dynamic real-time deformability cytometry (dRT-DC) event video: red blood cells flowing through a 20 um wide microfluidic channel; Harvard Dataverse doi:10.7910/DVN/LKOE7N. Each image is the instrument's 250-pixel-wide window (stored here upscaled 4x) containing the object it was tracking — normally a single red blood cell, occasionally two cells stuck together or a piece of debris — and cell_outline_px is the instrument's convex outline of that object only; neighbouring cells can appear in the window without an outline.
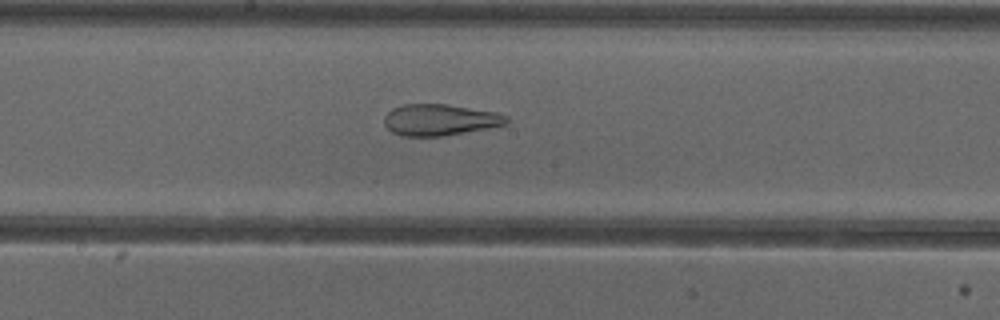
{"species": "common noctule bat (a hibernating species)", "species_latin": "Nyctalus noctula", "temperature_condition": "cold", "stored_images_in_passage": 48, "camera_frame_rate_fps": 3000, "um_per_image_px": 0.085, "animal": {"sex": "female"}, "frame": {"image": 1, "passage_image": 24, "time_ms": 7.667, "image_size_px": [1000, 320], "cell_outline_px": [[508, 124], [488, 128], [444, 136], [400, 136], [392, 132], [384, 124], [384, 116], [392, 108], [404, 104], [444, 104], [496, 112], [508, 116]], "centroid_in_image_um": [37.38, 10.19], "position_along_channel_um": 210.8, "area_um2": 22.37}}
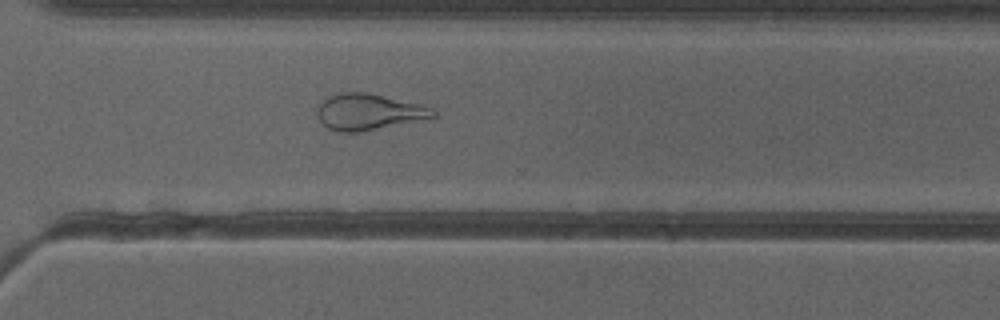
{"frame": {"image": 2, "passage_image": 34, "time_ms": 11.0, "image_size_px": [1000, 320], "cell_outline_px": [[436, 116], [360, 132], [336, 132], [328, 128], [316, 116], [316, 104], [328, 96], [344, 92], [368, 92], [420, 104], [432, 108], [436, 112]], "centroid_in_image_um": [31.25, 9.5], "position_along_channel_um": 339.3, "area_um2": 24.39}}
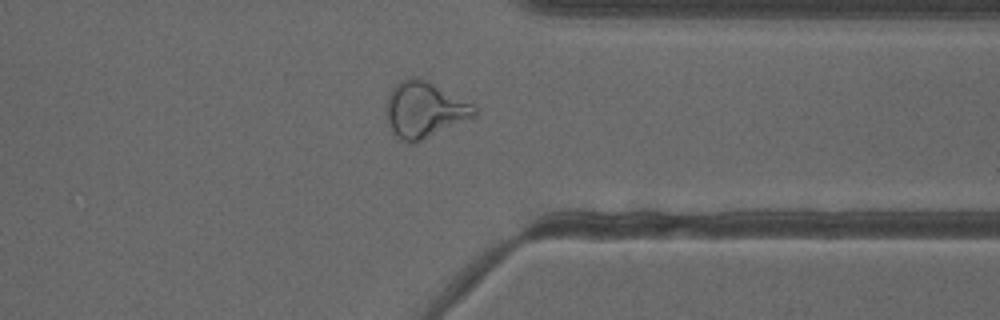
{"frame": {"image": 3, "passage_image": 37, "time_ms": 12.0, "image_size_px": [1000, 320], "cell_outline_px": [[476, 116], [416, 144], [400, 140], [392, 132], [388, 124], [384, 108], [388, 96], [392, 88], [400, 80], [408, 76], [412, 76], [428, 80], [472, 104], [476, 108]], "centroid_in_image_um": [36.03, 9.34], "position_along_channel_um": 375.4, "area_um2": 29.19}, "authors_computed_cell_mechanics": {"area_um2": 28.9867, "velocity_mm_per_s": 3.8604, "shape_relaxation_time_tau1_ms": null, "shape_relaxation_time_tau2_ms": 1.6466, "deformation_change_tau1": null, "deformation_change_tau2": 0.0955}}